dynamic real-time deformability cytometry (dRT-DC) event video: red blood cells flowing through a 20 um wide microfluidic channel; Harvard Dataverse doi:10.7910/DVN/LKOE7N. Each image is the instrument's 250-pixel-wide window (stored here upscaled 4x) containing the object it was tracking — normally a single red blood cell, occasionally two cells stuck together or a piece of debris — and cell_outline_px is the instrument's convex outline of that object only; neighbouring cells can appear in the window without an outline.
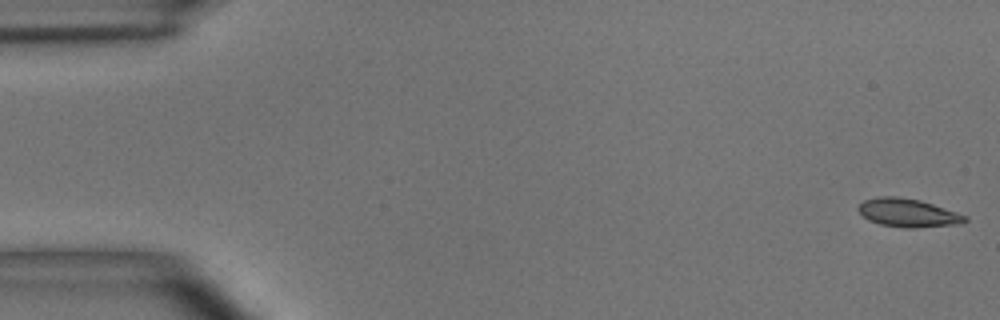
{"species": "common noctule bat (a hibernating species)", "species_latin": "Nyctalus noctula", "temperature_condition": "room temperature", "stored_images_in_passage": 55, "camera_frame_rate_fps": 3000, "um_per_image_px": 0.085, "animal": {"sex": "male", "body_mass_g": 15.6}, "frame": {"image": 1, "passage_image": 1, "time_ms": 0.0, "image_size_px": [1000, 320], "cell_outline_px": [[968, 220], [960, 224], [916, 228], [904, 228], [880, 224], [868, 220], [856, 208], [864, 200], [880, 196], [896, 196], [920, 200], [968, 216]], "centroid_in_image_um": [77.18, 18.1], "position_along_channel_um": 7.8, "area_um2": 17.63}}
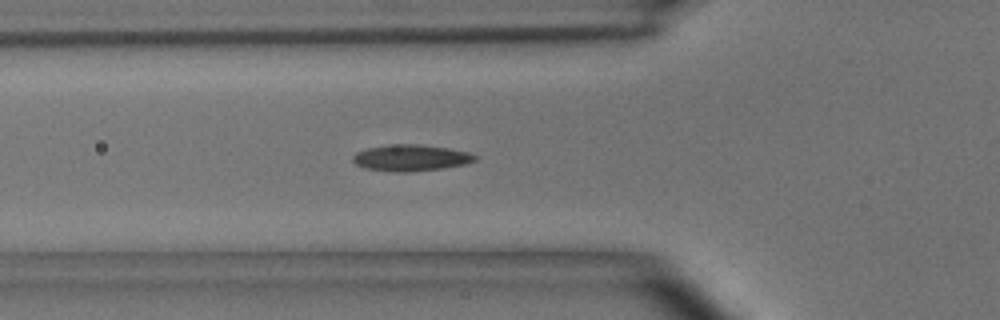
{"frame": {"image": 2, "passage_image": 19, "time_ms": 6.0, "image_size_px": [1000, 320], "cell_outline_px": [[480, 156], [476, 160], [464, 164], [444, 168], [412, 172], [392, 172], [364, 168], [356, 164], [352, 160], [352, 156], [356, 152], [368, 148], [388, 144], [416, 144], [448, 148], [468, 152]], "centroid_in_image_um": [34.92, 13.42], "position_along_channel_um": 90.9, "area_um2": 18.96}}
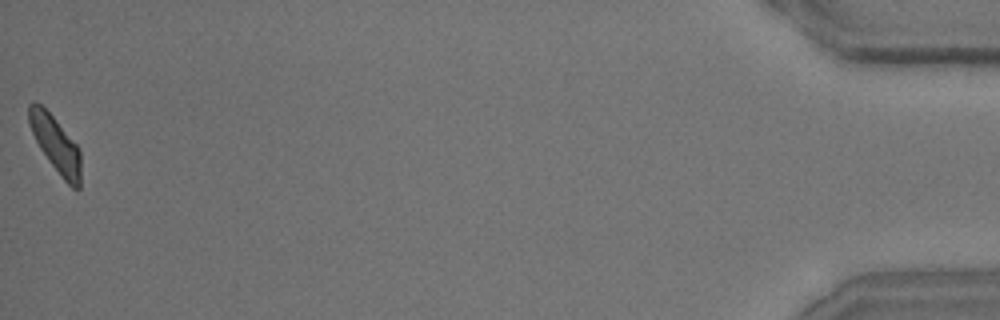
{"frame": {"image": 3, "passage_image": 55, "time_ms": 18.0, "image_size_px": [1000, 320], "cell_outline_px": [[80, 188], [76, 192], [60, 176], [48, 160], [40, 148], [28, 124], [28, 104], [40, 104], [52, 116], [76, 144], [80, 152]], "centroid_in_image_um": [4.74, 12.32], "position_along_channel_um": 430.5, "area_um2": 16.65}, "authors_computed_cell_mechanics": {"area_um2": 17.3978, "velocity_mm_per_s": 3.6184, "shape_relaxation_time_tau1_ms": 4.617, "shape_relaxation_time_tau2_ms": 1.8515, "deformation_change_tau1": 0.1517, "deformation_change_tau2": 0.0651}}